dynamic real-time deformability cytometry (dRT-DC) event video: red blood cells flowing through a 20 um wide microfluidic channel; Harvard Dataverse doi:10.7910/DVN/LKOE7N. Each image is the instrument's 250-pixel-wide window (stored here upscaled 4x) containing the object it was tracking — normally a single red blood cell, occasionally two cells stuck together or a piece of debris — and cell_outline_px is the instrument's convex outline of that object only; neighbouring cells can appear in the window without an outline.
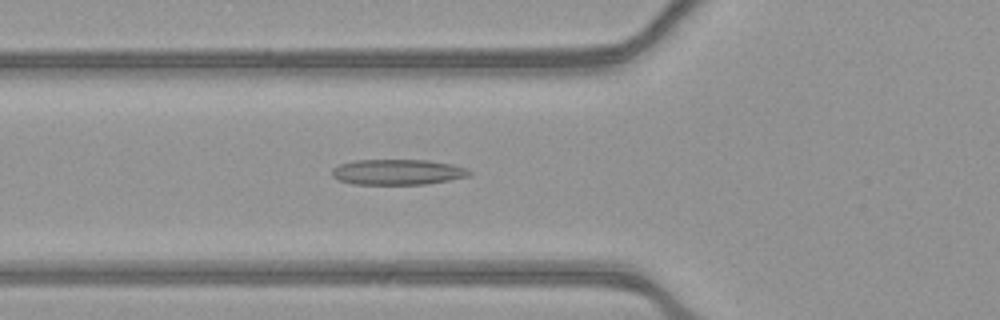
{"species": "common noctule bat (a hibernating species)", "species_latin": "Nyctalus noctula", "temperature_condition": "warm", "stored_images_in_passage": 50, "camera_frame_rate_fps": 3000, "um_per_image_px": 0.085, "animal": {"sex": "female", "body_mass_g": 21.9}, "frame": {"image": 1, "passage_image": 17, "time_ms": 5.333, "image_size_px": [1000, 320], "cell_outline_px": [[472, 172], [468, 176], [448, 180], [424, 184], [352, 184], [340, 180], [332, 176], [332, 168], [340, 164], [356, 160], [428, 160], [452, 164], [468, 168]], "centroid_in_image_um": [33.8, 14.62], "position_along_channel_um": 92.0, "area_um2": 20.35}}
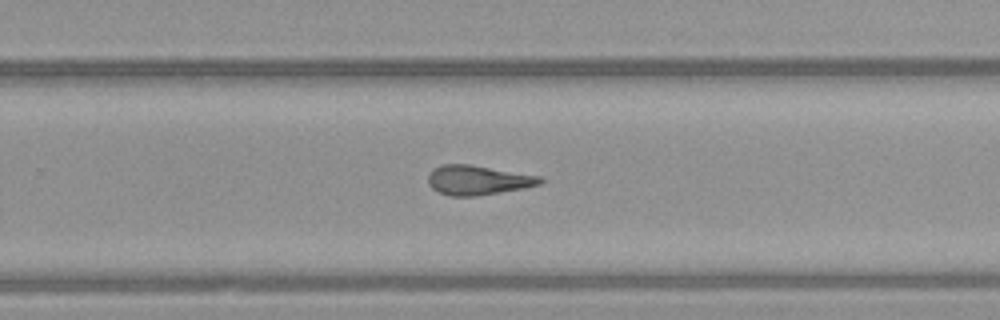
{"frame": {"image": 2, "passage_image": 32, "time_ms": 10.333, "image_size_px": [1000, 320], "cell_outline_px": [[544, 180], [540, 184], [524, 188], [476, 196], [448, 196], [432, 188], [428, 184], [428, 176], [436, 168], [444, 164], [468, 164], [540, 176]], "centroid_in_image_um": [40.62, 15.32], "position_along_channel_um": 289.2, "area_um2": 19.02}}
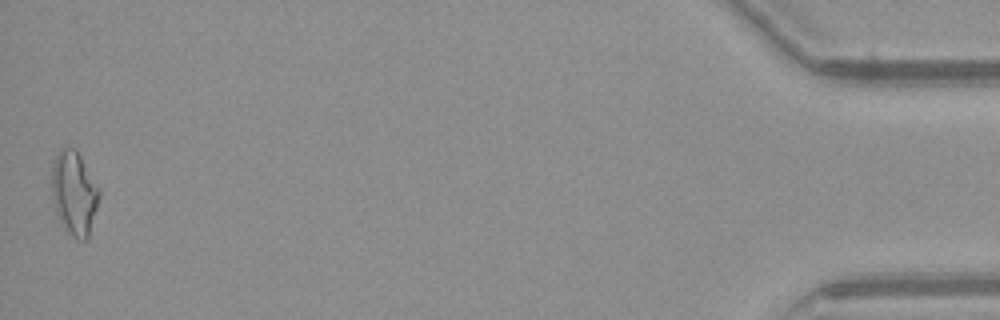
{"frame": {"image": 3, "passage_image": 50, "time_ms": 16.333, "image_size_px": [1000, 320], "cell_outline_px": [[100, 196], [88, 236], [84, 240], [76, 240], [64, 228], [56, 212], [52, 200], [52, 164], [60, 148], [76, 148], [100, 188]], "centroid_in_image_um": [6.31, 16.39], "position_along_channel_um": 428.9, "area_um2": 23.18}, "authors_computed_cell_mechanics": {"area_um2": 19.7965, "velocity_mm_per_s": 3.925, "shape_relaxation_time_tau1_ms": null, "shape_relaxation_time_tau2_ms": 3.1858, "deformation_change_tau1": null, "deformation_change_tau2": 0.1433}}